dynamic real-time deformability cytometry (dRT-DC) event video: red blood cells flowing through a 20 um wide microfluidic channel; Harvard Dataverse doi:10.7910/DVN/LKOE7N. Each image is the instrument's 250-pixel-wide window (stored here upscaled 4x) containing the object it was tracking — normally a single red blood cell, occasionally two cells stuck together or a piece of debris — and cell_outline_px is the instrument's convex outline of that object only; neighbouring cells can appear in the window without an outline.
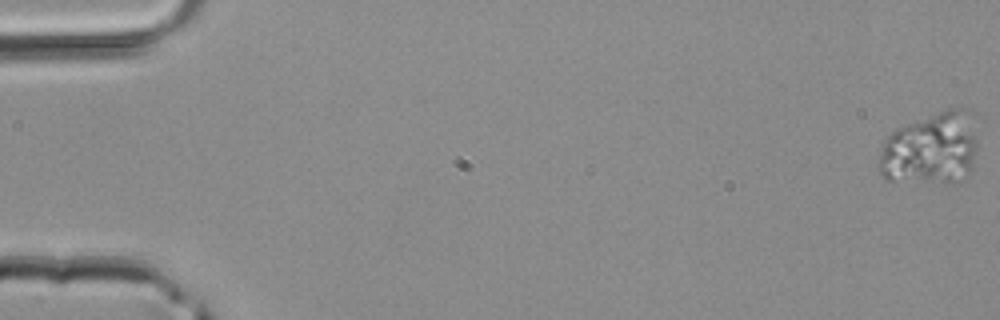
{"species": "common noctule bat (a hibernating species)", "species_latin": "Nyctalus noctula", "temperature_condition": "room temperature", "stored_images_in_passage": 19, "segment_of_instrument_passage": [1, 2], "camera_frame_rate_fps": 3000, "um_per_image_px": 0.085, "animal": {"sex": "male", "body_mass_g": 20.4}, "frame": {"image": 1, "passage_image": 1, "time_ms": 0.0, "image_size_px": [1000, 320], "cell_outline_px": [[976, 148], [972, 168], [956, 184], [952, 184], [884, 180], [876, 168], [876, 160], [880, 144], [884, 136], [908, 124], [948, 108], [972, 108], [976, 140]], "centroid_in_image_um": [79.07, 12.66], "position_along_channel_um": 5.9, "area_um2": 42.89}}
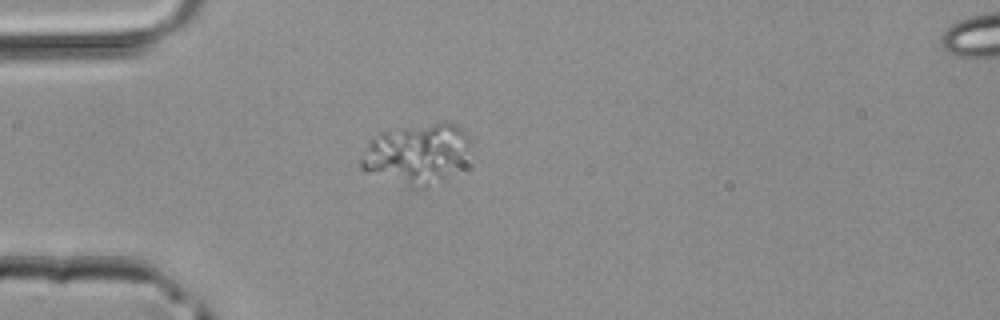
{"frame": {"image": 2, "passage_image": 14, "time_ms": 4.333, "image_size_px": [1000, 320], "cell_outline_px": [[468, 136], [452, 160], [440, 176], [424, 184], [368, 172], [360, 168], [360, 160], [372, 136], [380, 132], [400, 128], [444, 120], [456, 124]], "centroid_in_image_um": [35.17, 12.86], "position_along_channel_um": 49.8, "area_um2": 33.7}}